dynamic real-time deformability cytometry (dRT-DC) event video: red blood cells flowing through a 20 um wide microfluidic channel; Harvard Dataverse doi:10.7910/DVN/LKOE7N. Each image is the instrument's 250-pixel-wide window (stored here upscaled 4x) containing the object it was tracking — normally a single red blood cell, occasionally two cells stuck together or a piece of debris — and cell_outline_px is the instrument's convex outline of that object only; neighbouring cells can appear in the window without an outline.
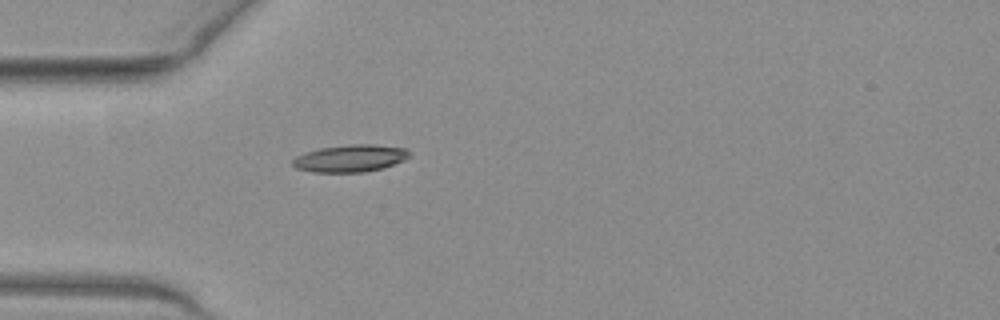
{"species": "common noctule bat (a hibernating species)", "species_latin": "Nyctalus noctula", "temperature_condition": "warm", "stored_images_in_passage": 37, "camera_frame_rate_fps": 3000, "um_per_image_px": 0.085, "animal": {"sex": "female", "body_mass_g": 19.3, "forearm_length_mm": 54.1}, "frame": {"image": 1, "passage_image": 1, "time_ms": 0.0, "image_size_px": [1000, 320], "cell_outline_px": [[412, 156], [404, 160], [384, 168], [364, 172], [312, 172], [296, 168], [292, 164], [292, 160], [296, 156], [304, 152], [320, 148], [348, 144], [376, 144], [408, 148]], "centroid_in_image_um": [29.81, 13.45], "position_along_channel_um": 55.2, "area_um2": 18.84}}
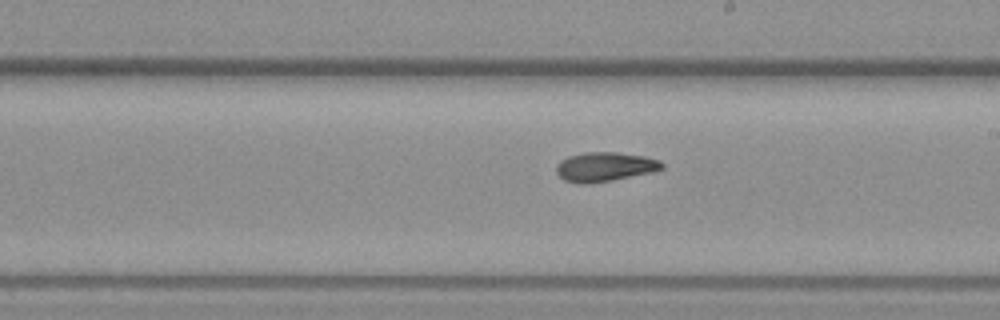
{"frame": {"image": 2, "passage_image": 15, "time_ms": 4.667, "image_size_px": [1000, 320], "cell_outline_px": [[664, 168], [652, 172], [612, 180], [584, 184], [580, 184], [564, 180], [556, 172], [556, 164], [560, 160], [568, 156], [584, 152], [616, 152], [644, 156], [660, 160], [664, 164]], "centroid_in_image_um": [51.4, 14.17], "position_along_channel_um": 237.6, "area_um2": 18.09}}
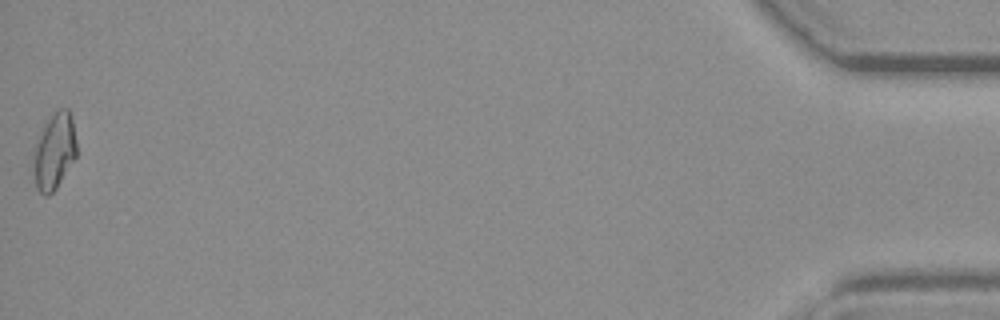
{"frame": {"image": 3, "passage_image": 37, "time_ms": 12.0, "image_size_px": [1000, 320], "cell_outline_px": [[76, 156], [56, 188], [48, 196], [44, 196], [36, 188], [36, 144], [44, 120], [60, 108], [68, 108], [72, 120], [76, 144]], "centroid_in_image_um": [4.64, 12.81], "position_along_channel_um": 430.6, "area_um2": 18.55}, "authors_computed_cell_mechanics": {"area_um2": 17.5712, "velocity_mm_per_s": 4.0403, "shape_relaxation_time_tau1_ms": 5.0211, "shape_relaxation_time_tau2_ms": null, "deformation_change_tau1": 0.1564, "deformation_change_tau2": null}}